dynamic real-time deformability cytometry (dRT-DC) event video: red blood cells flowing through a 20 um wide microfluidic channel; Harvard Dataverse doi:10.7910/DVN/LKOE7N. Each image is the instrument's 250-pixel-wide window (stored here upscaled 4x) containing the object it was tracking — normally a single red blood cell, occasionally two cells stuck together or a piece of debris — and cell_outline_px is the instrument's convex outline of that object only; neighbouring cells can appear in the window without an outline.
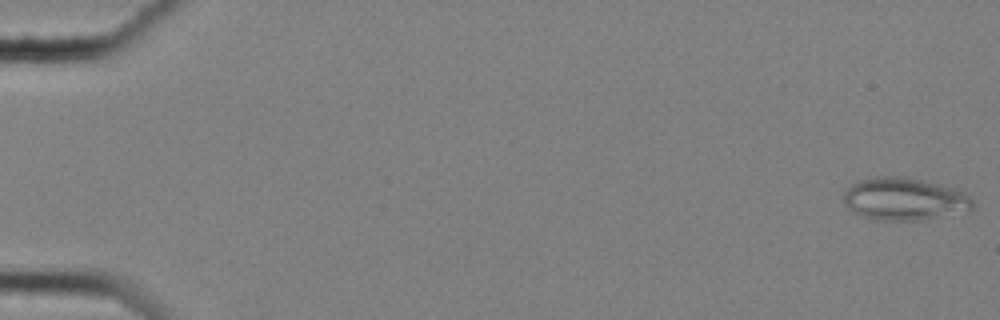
{"species": "common noctule bat (a hibernating species)", "species_latin": "Nyctalus noctula", "temperature_condition": "cold", "stored_images_in_passage": 59, "camera_frame_rate_fps": 3000, "um_per_image_px": 0.085, "animal": {"sex": "female", "body_mass_g": 25.1}, "frame": {"image": 1, "passage_image": 1, "time_ms": 0.0, "image_size_px": [1000, 320], "cell_outline_px": [[972, 208], [916, 220], [872, 220], [856, 212], [844, 204], [844, 192], [852, 184], [860, 180], [876, 176], [904, 176], [940, 184], [964, 192], [972, 200]], "centroid_in_image_um": [76.79, 16.88], "position_along_channel_um": 8.2, "area_um2": 31.21}}
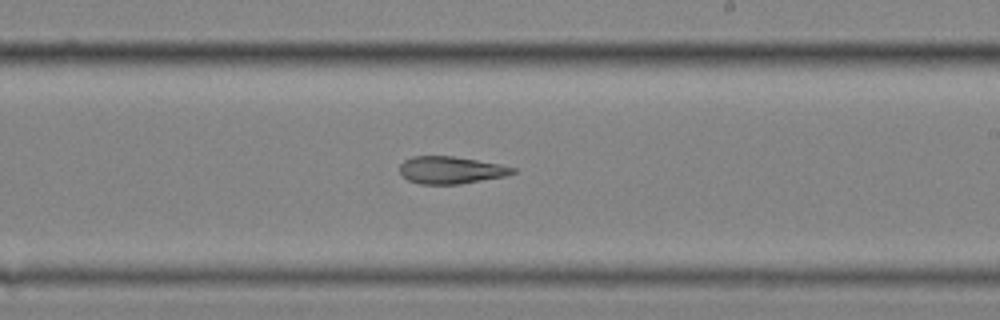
{"frame": {"image": 2, "passage_image": 36, "time_ms": 11.667, "image_size_px": [1000, 320], "cell_outline_px": [[516, 172], [504, 176], [460, 184], [420, 184], [408, 180], [400, 176], [400, 164], [404, 160], [412, 156], [452, 156], [500, 164], [516, 168]], "centroid_in_image_um": [38.28, 14.46], "position_along_channel_um": 250.7, "area_um2": 17.98}}
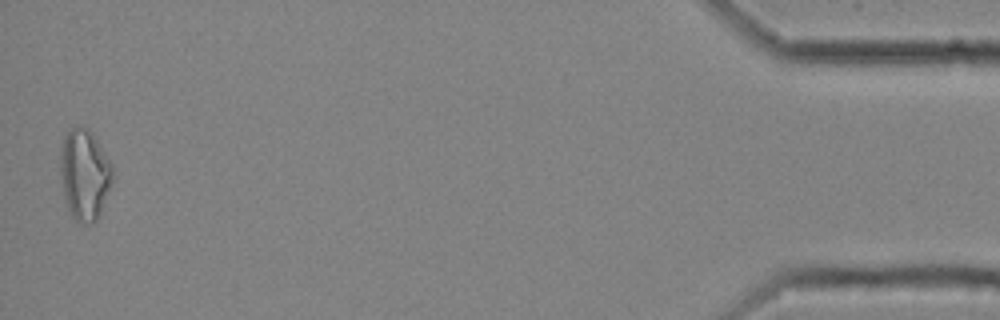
{"frame": {"image": 3, "passage_image": 58, "time_ms": 19.0, "image_size_px": [1000, 320], "cell_outline_px": [[112, 180], [100, 212], [96, 220], [92, 224], [84, 224], [76, 220], [72, 216], [68, 208], [64, 196], [60, 172], [60, 156], [64, 136], [76, 124], [84, 124], [92, 132], [112, 164]], "centroid_in_image_um": [7.17, 14.79], "position_along_channel_um": 428.0, "area_um2": 27.57}, "authors_computed_cell_mechanics": {"area_um2": 22.1374, "velocity_mm_per_s": 3.5246, "shape_relaxation_time_tau1_ms": null, "shape_relaxation_time_tau2_ms": 4.0808, "deformation_change_tau1": null, "deformation_change_tau2": 0.1361}}